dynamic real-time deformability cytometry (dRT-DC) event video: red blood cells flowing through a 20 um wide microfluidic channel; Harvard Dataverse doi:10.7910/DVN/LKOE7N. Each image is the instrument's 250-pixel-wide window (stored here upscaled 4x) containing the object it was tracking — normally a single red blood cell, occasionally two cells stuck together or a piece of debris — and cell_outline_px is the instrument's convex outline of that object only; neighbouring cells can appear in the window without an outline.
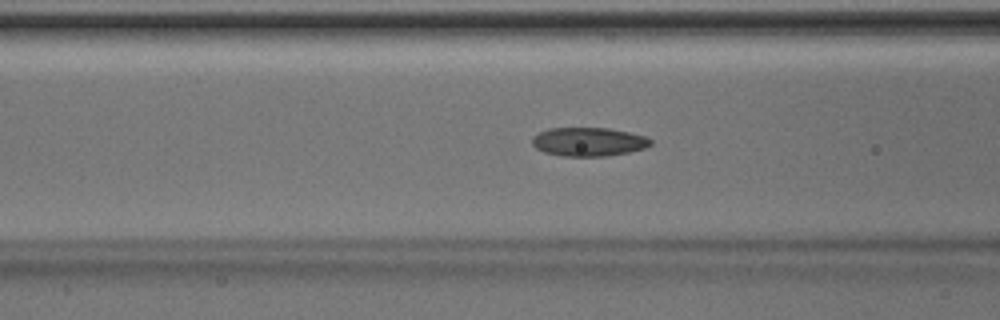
{"species": "Egyptian fruit bat (a non-hibernating species)", "species_latin": "Rousettus aegyptiacus", "temperature_condition": "room temperature", "stored_images_in_passage": 40, "camera_frame_rate_fps": 3000, "um_per_image_px": 0.085, "animal": {"sex": "male"}, "frame": {"image": 1, "passage_image": 19, "time_ms": 6.0, "image_size_px": [1000, 320], "cell_outline_px": [[652, 144], [644, 148], [628, 152], [604, 156], [564, 156], [544, 152], [536, 148], [532, 144], [532, 136], [548, 128], [608, 128], [648, 136], [652, 140]], "centroid_in_image_um": [50.03, 12.04], "position_along_channel_um": 116.6, "area_um2": 19.83}}
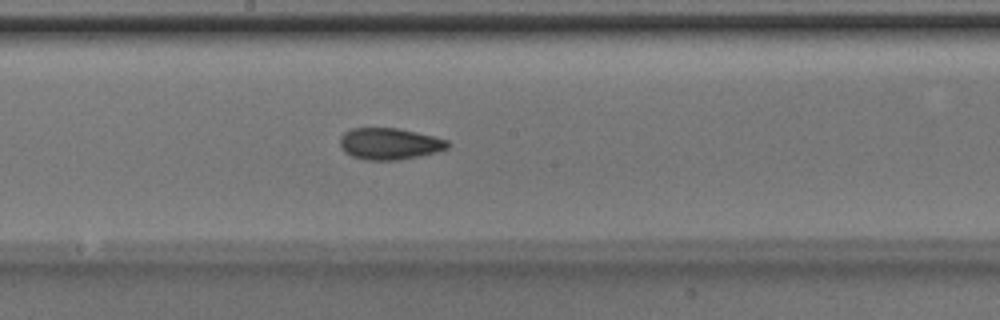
{"frame": {"image": 2, "passage_image": 26, "time_ms": 8.333, "image_size_px": [1000, 320], "cell_outline_px": [[452, 144], [448, 148], [436, 152], [420, 156], [400, 160], [364, 160], [352, 156], [344, 152], [340, 148], [340, 136], [344, 132], [352, 128], [400, 128], [448, 140]], "centroid_in_image_um": [33.1, 12.22], "position_along_channel_um": 215.1, "area_um2": 20.06}}
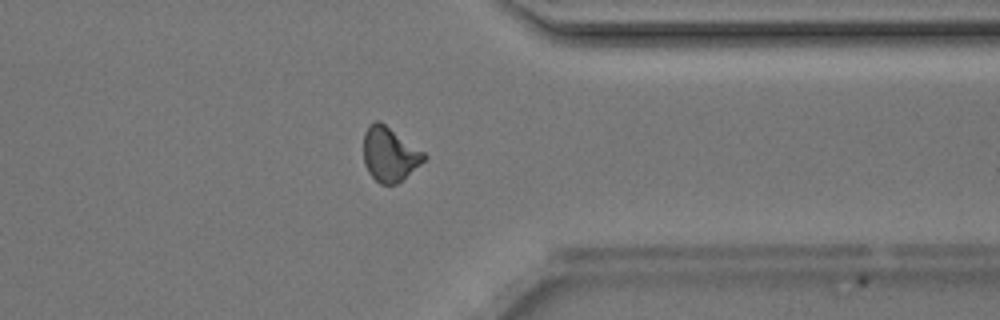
{"frame": {"image": 3, "passage_image": 38, "time_ms": 12.333, "image_size_px": [1000, 320], "cell_outline_px": [[428, 156], [420, 164], [396, 184], [380, 184], [368, 172], [364, 164], [364, 132], [368, 124], [376, 120], [380, 120], [424, 152]], "centroid_in_image_um": [33.09, 13.08], "position_along_channel_um": 378.3, "area_um2": 19.07}}